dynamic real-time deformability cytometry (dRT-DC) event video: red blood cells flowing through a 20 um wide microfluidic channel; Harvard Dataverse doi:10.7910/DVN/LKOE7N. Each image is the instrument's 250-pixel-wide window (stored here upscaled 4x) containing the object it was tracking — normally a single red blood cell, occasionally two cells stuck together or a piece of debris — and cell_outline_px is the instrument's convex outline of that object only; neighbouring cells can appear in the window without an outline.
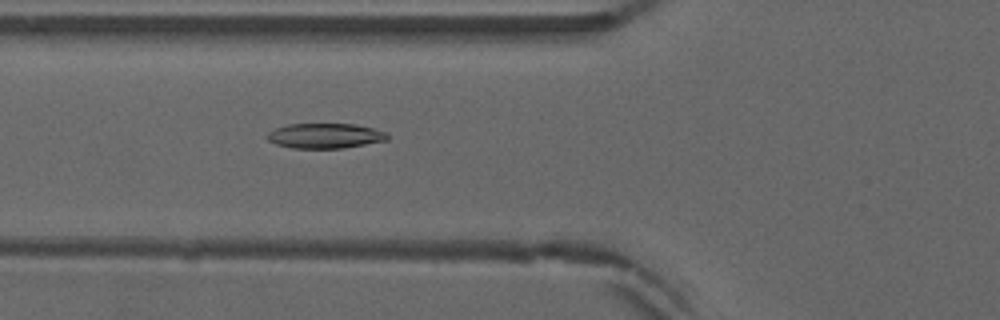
{"species": "common noctule bat (a hibernating species)", "species_latin": "Nyctalus noctula", "temperature_condition": "warm", "stored_images_in_passage": 39, "camera_frame_rate_fps": 3000, "um_per_image_px": 0.085, "animal": {"sex": "male", "forearm_length_mm": 52.5}, "frame": {"image": 1, "passage_image": 6, "time_ms": 1.667, "image_size_px": [1000, 320], "cell_outline_px": [[388, 140], [344, 148], [292, 148], [276, 144], [268, 140], [268, 132], [276, 128], [288, 124], [356, 124], [388, 132]], "centroid_in_image_um": [27.66, 11.54], "position_along_channel_um": 98.1, "area_um2": 17.51}}
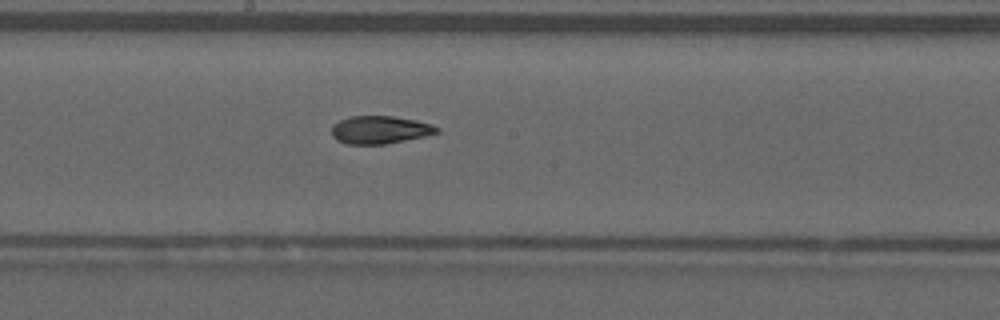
{"frame": {"image": 2, "passage_image": 15, "time_ms": 4.667, "image_size_px": [1000, 320], "cell_outline_px": [[440, 132], [424, 136], [384, 144], [344, 144], [336, 140], [332, 136], [332, 124], [340, 120], [352, 116], [392, 116], [416, 120], [432, 124], [440, 128]], "centroid_in_image_um": [32.28, 11.03], "position_along_channel_um": 215.9, "area_um2": 17.11}}
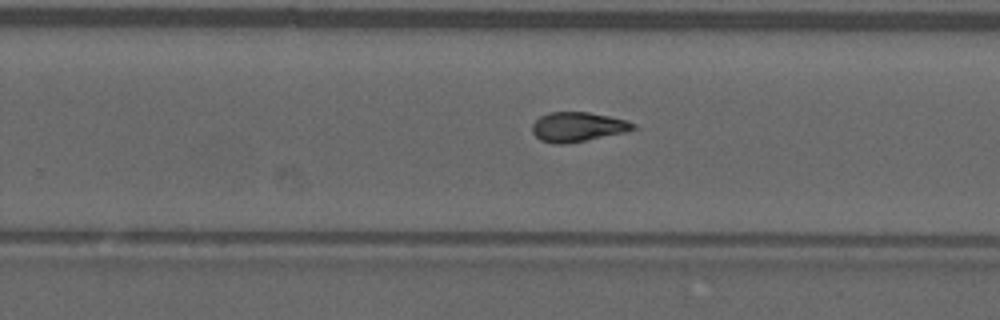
{"frame": {"image": 3, "passage_image": 20, "time_ms": 6.333, "image_size_px": [1000, 320], "cell_outline_px": [[640, 128], [624, 132], [564, 144], [556, 144], [540, 140], [532, 132], [532, 124], [540, 116], [548, 112], [588, 112], [608, 116], [624, 120]], "centroid_in_image_um": [49.06, 10.78], "position_along_channel_um": 280.7, "area_um2": 17.11}, "authors_computed_cell_mechanics": {"area_um2": 17.4556, "velocity_mm_per_s": 3.9109, "shape_relaxation_time_tau1_ms": 9.1381, "shape_relaxation_time_tau2_ms": 4.0587, "deformation_change_tau1": 0.2186, "deformation_change_tau2": 0.1199}}